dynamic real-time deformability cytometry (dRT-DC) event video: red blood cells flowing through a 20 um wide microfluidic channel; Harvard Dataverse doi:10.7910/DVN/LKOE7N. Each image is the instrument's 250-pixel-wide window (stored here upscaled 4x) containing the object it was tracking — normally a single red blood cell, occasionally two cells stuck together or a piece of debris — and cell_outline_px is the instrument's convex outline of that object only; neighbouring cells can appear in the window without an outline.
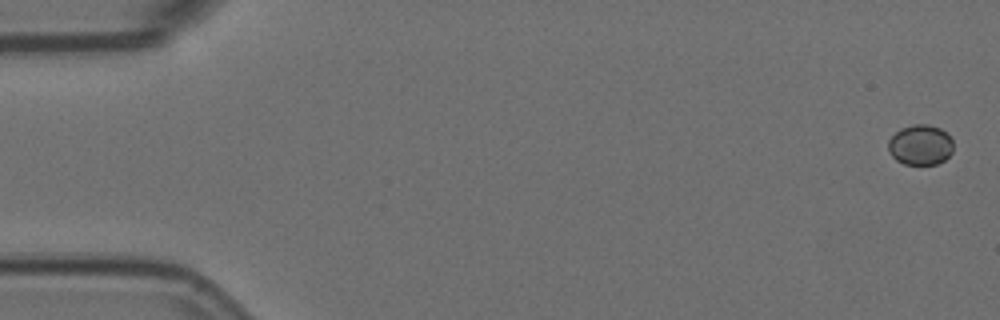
{"species": "Egyptian fruit bat (a non-hibernating species)", "species_latin": "Rousettus aegyptiacus", "temperature_condition": "room temperature", "stored_images_in_passage": 10, "camera_frame_rate_fps": 3000, "um_per_image_px": 0.085, "animal": {"sex": "female"}, "frame": {"image": 1, "passage_image": 1, "time_ms": 0.0, "image_size_px": [1000, 320], "cell_outline_px": [[952, 152], [944, 160], [936, 164], [904, 164], [896, 160], [892, 156], [888, 148], [888, 140], [900, 128], [912, 124], [928, 124], [940, 128], [952, 140]], "centroid_in_image_um": [78.21, 12.31], "position_along_channel_um": 6.8, "area_um2": 15.2}}
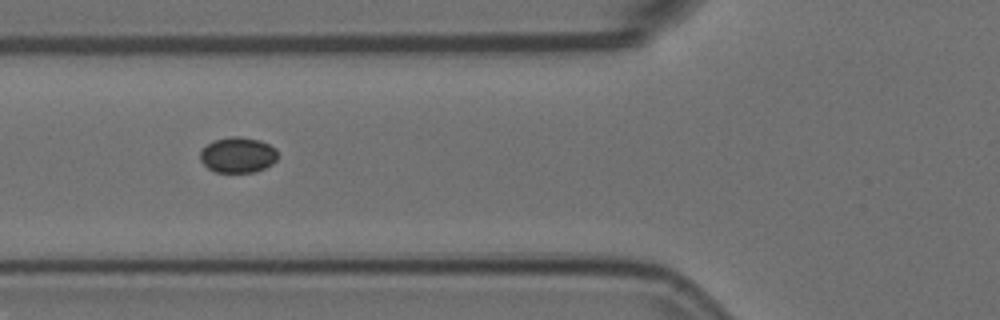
{"frame": {"image": 2, "passage_image": 6, "time_ms": 1.667, "image_size_px": [1000, 320], "cell_outline_px": [[276, 160], [272, 164], [256, 172], [216, 172], [208, 168], [200, 160], [200, 152], [208, 144], [216, 140], [232, 136], [240, 136], [260, 140], [276, 148]], "centroid_in_image_um": [20.22, 13.17], "position_along_channel_um": 105.6, "area_um2": 15.95}}
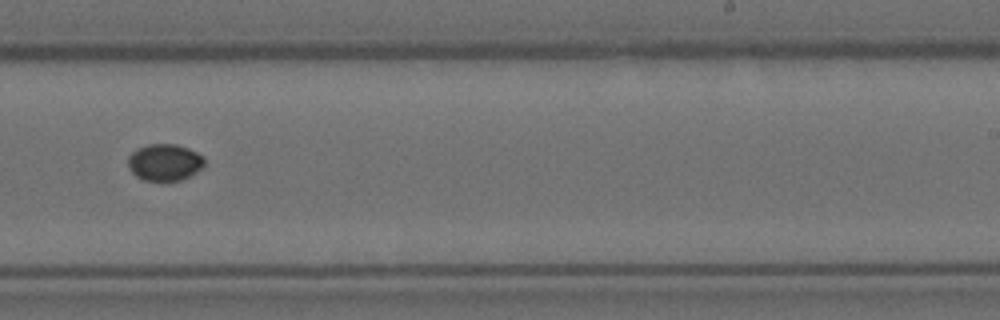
{"frame": {"image": 3, "passage_image": 10, "time_ms": 3.0, "image_size_px": [1000, 320], "cell_outline_px": [[204, 164], [196, 172], [180, 180], [144, 180], [136, 176], [128, 168], [128, 156], [136, 148], [148, 144], [176, 144], [188, 148], [204, 156]], "centroid_in_image_um": [13.97, 13.78], "position_along_channel_um": 275.0, "area_um2": 16.3}}